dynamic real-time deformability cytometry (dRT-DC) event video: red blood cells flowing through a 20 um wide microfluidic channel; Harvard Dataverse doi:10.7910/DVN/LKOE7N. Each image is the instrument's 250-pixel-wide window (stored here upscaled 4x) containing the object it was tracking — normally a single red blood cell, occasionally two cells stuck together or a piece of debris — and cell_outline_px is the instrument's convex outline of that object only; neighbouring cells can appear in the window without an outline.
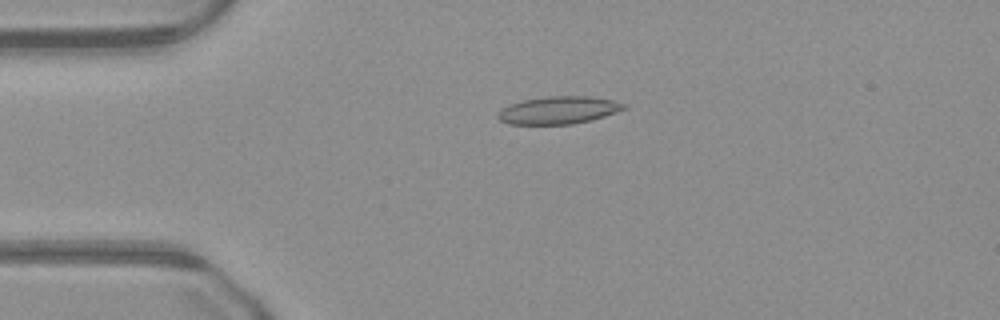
{"species": "common noctule bat (a hibernating species)", "species_latin": "Nyctalus noctula", "temperature_condition": "warm", "stored_images_in_passage": 49, "camera_frame_rate_fps": 3000, "um_per_image_px": 0.085, "animal": {"sex": "male", "body_mass_g": 23.1, "forearm_length_mm": 52.7}, "frame": {"image": 1, "passage_image": 11, "time_ms": 3.333, "image_size_px": [1000, 320], "cell_outline_px": [[628, 108], [592, 120], [572, 124], [508, 124], [500, 120], [496, 116], [508, 104], [524, 100], [548, 96], [588, 96], [612, 100], [628, 104]], "centroid_in_image_um": [47.51, 9.36], "position_along_channel_um": 37.5, "area_um2": 20.23}}
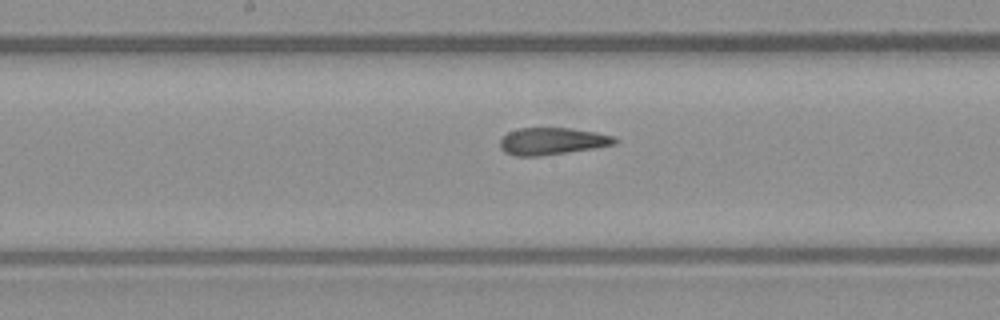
{"frame": {"image": 2, "passage_image": 25, "time_ms": 8.0, "image_size_px": [1000, 320], "cell_outline_px": [[616, 144], [568, 152], [540, 156], [516, 156], [504, 152], [500, 148], [500, 140], [508, 132], [520, 128], [568, 128], [596, 132], [616, 136]], "centroid_in_image_um": [46.92, 12.0], "position_along_channel_um": 201.3, "area_um2": 18.03}}
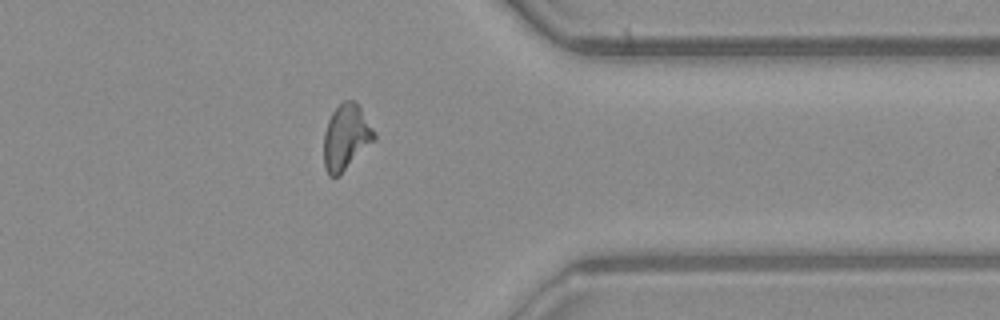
{"frame": {"image": 3, "passage_image": 39, "time_ms": 12.667, "image_size_px": [1000, 320], "cell_outline_px": [[376, 140], [340, 176], [328, 176], [324, 168], [324, 132], [328, 120], [332, 112], [344, 100], [352, 100], [360, 104], [376, 132]], "centroid_in_image_um": [29.45, 11.67], "position_along_channel_um": 382.0, "area_um2": 19.83}}